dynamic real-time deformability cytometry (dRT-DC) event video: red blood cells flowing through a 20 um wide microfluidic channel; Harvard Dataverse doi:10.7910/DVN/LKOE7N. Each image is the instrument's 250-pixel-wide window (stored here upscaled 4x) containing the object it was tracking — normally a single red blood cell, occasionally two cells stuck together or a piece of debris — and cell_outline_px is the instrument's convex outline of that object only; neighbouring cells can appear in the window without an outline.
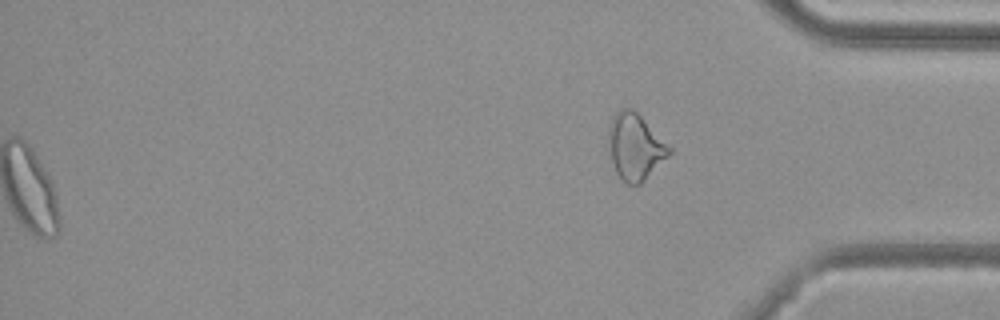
{"species": "common noctule bat (a hibernating species)", "species_latin": "Nyctalus noctula", "temperature_condition": "cold", "stored_images_in_passage": 48, "segment_of_instrument_passage": [2, 2], "camera_frame_rate_fps": 3000, "um_per_image_px": 0.085, "animal": {"sex": "female", "body_mass_g": 29.2, "forearm_length_mm": 56.3}, "frame": {"image": 1, "passage_image": 48, "time_ms": 15.667, "image_size_px": [1000, 320], "cell_outline_px": [[672, 152], [640, 184], [624, 184], [616, 172], [608, 148], [608, 128], [612, 116], [620, 108], [632, 108], [672, 148]], "centroid_in_image_um": [53.96, 12.47], "position_along_channel_um": 381.2, "area_um2": 23.29}}